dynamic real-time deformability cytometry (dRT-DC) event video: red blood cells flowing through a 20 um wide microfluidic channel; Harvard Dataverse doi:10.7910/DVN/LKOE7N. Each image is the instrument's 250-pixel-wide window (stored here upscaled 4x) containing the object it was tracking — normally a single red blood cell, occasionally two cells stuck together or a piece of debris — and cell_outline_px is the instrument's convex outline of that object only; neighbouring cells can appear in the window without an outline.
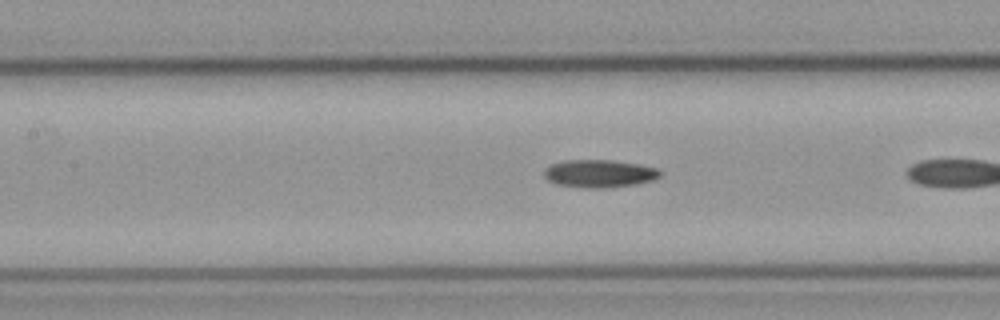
{"species": "common noctule bat (a hibernating species)", "species_latin": "Nyctalus noctula", "temperature_condition": "cold", "stored_images_in_passage": 9, "camera_frame_rate_fps": 3000, "um_per_image_px": 0.085, "animal": {"sex": "male", "body_mass_g": 23.1, "forearm_length_mm": 52.7}, "frame": {"image": 1, "passage_image": 8, "time_ms": 2.333, "image_size_px": [1000, 320], "cell_outline_px": [[660, 176], [652, 180], [636, 184], [604, 188], [592, 188], [556, 184], [548, 180], [544, 176], [544, 168], [552, 164], [564, 160], [612, 160], [640, 164], [656, 168], [660, 172]], "centroid_in_image_um": [50.92, 14.74], "position_along_channel_um": 156.5, "area_um2": 18.67}}